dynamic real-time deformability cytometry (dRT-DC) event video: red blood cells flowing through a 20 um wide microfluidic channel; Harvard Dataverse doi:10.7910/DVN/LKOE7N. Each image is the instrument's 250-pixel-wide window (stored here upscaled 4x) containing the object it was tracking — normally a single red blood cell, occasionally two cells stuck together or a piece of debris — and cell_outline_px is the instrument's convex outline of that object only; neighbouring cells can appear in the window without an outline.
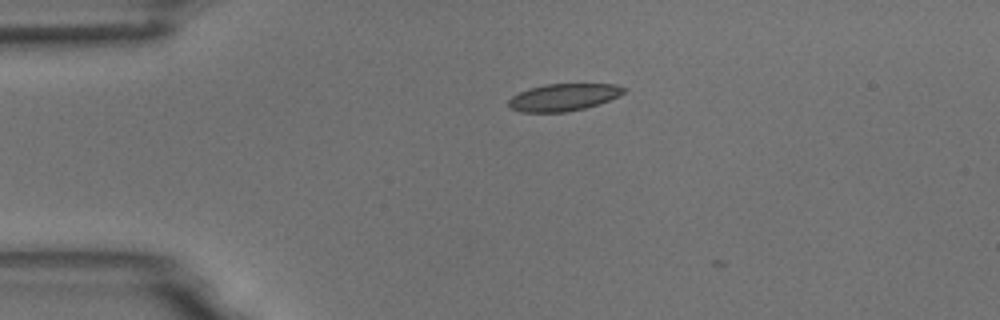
{"species": "common noctule bat (a hibernating species)", "species_latin": "Nyctalus noctula", "temperature_condition": "room temperature", "stored_images_in_passage": 2, "camera_frame_rate_fps": 3000, "um_per_image_px": 0.085, "animal": {"sex": "male", "body_mass_g": 18.8}, "frame": {"image": 1, "passage_image": 1, "time_ms": 0.0, "image_size_px": [1000, 320], "cell_outline_px": [[628, 88], [620, 96], [584, 108], [564, 112], [520, 112], [512, 108], [508, 104], [508, 100], [512, 96], [520, 92], [544, 84], [616, 84]], "centroid_in_image_um": [47.92, 8.26], "position_along_channel_um": 37.1, "area_um2": 18.09}}